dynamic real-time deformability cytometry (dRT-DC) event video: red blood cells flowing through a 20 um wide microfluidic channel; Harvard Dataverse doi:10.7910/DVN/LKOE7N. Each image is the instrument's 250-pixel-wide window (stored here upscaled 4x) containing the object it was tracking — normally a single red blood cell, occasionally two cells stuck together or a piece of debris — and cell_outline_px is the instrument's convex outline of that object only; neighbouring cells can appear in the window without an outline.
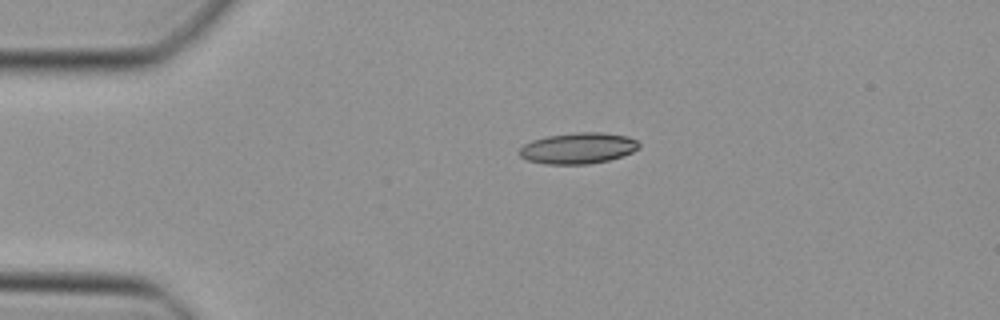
{"species": "Egyptian fruit bat (a non-hibernating species)", "species_latin": "Rousettus aegyptiacus", "temperature_condition": "cold", "stored_images_in_passage": 38, "camera_frame_rate_fps": 3000, "um_per_image_px": 0.085, "animal": {"sex": "female"}, "frame": {"image": 1, "passage_image": 1, "time_ms": 0.0, "image_size_px": [1000, 320], "cell_outline_px": [[640, 148], [632, 152], [608, 160], [588, 164], [544, 164], [528, 160], [520, 156], [516, 152], [524, 144], [532, 140], [548, 136], [576, 132], [604, 132], [628, 136], [636, 140], [640, 144]], "centroid_in_image_um": [49.13, 12.59], "position_along_channel_um": 35.9, "area_um2": 21.73}}
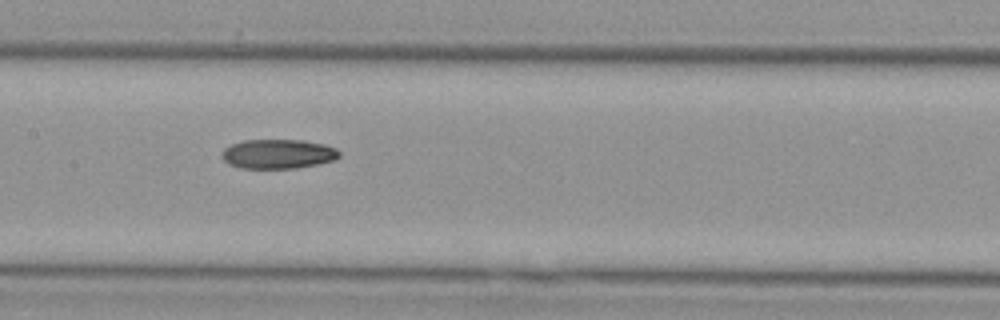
{"frame": {"image": 2, "passage_image": 14, "time_ms": 4.333, "image_size_px": [1000, 320], "cell_outline_px": [[340, 156], [336, 160], [320, 164], [296, 168], [240, 168], [228, 164], [220, 156], [220, 152], [224, 148], [232, 144], [244, 140], [304, 140], [324, 144], [336, 148], [340, 152]], "centroid_in_image_um": [23.64, 13.09], "position_along_channel_um": 183.8, "area_um2": 20.4}}
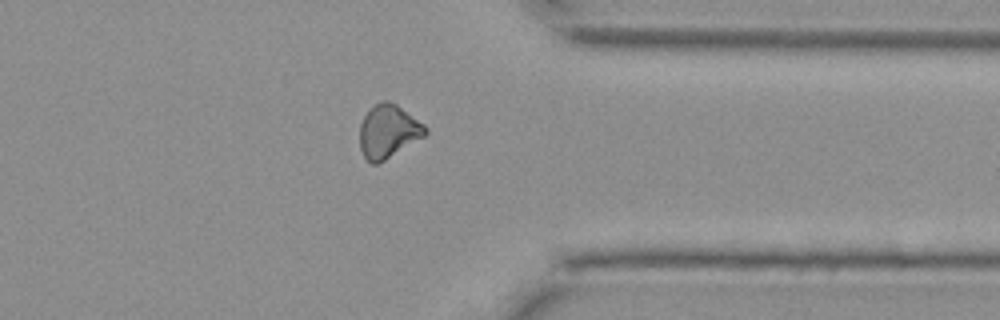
{"frame": {"image": 3, "passage_image": 28, "time_ms": 9.0, "image_size_px": [1000, 320], "cell_outline_px": [[428, 132], [424, 136], [384, 160], [376, 164], [372, 164], [364, 156], [360, 148], [360, 124], [364, 116], [380, 100], [388, 100], [396, 104], [424, 124], [428, 128]], "centroid_in_image_um": [33.0, 11.15], "position_along_channel_um": 378.4, "area_um2": 20.06}}